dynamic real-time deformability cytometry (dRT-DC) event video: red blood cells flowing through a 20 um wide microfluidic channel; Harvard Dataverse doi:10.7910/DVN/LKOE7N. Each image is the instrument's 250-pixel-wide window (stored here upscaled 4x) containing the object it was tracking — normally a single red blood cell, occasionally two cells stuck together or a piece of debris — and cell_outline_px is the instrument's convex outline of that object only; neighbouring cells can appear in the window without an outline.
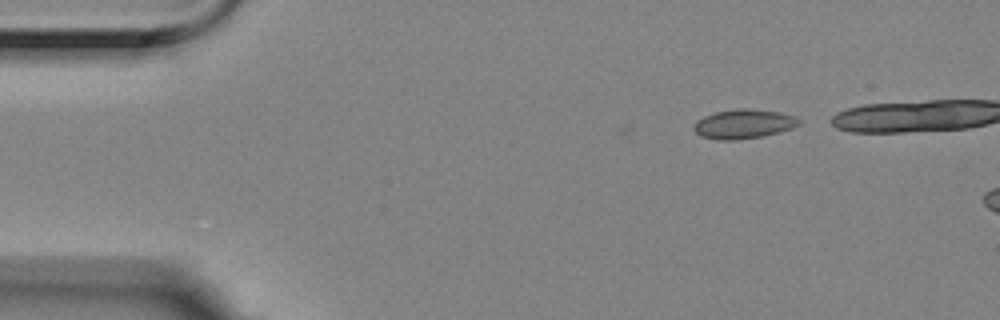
{"species": "Egyptian fruit bat (a non-hibernating species)", "species_latin": "Rousettus aegyptiacus", "temperature_condition": "room temperature", "stored_images_in_passage": 4, "camera_frame_rate_fps": 3000, "um_per_image_px": 0.085, "animal": {"sex": "female"}, "frame": {"image": 1, "passage_image": 4, "time_ms": 1.0, "image_size_px": [1000, 320], "cell_outline_px": [[800, 124], [792, 128], [780, 132], [760, 136], [736, 140], [720, 140], [700, 136], [692, 128], [692, 124], [696, 120], [704, 116], [716, 112], [736, 108], [748, 108], [776, 112], [796, 116], [800, 120]], "centroid_in_image_um": [63.17, 10.53], "position_along_channel_um": 21.8, "area_um2": 17.98}}